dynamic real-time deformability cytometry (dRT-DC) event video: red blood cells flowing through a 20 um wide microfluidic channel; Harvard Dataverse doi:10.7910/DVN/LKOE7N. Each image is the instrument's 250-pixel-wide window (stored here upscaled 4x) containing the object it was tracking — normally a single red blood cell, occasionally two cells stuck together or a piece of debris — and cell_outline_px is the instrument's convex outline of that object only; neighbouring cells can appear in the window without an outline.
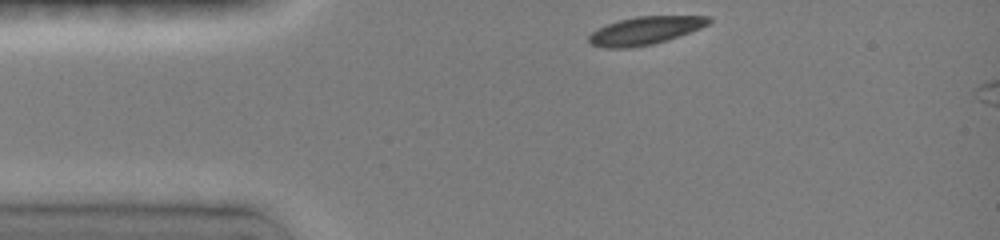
{"species": "common noctule bat (a hibernating species)", "species_latin": "Nyctalus noctula", "temperature_condition": "room temperature", "stored_images_in_passage": 5, "camera_frame_rate_fps": 3000, "um_per_image_px": 0.085, "animal": {"sex": "female", "body_mass_g": 19.0, "forearm_length_mm": 51.5}, "frame": {"image": 1, "passage_image": 1, "time_ms": 0.0, "image_size_px": [1000, 240], "cell_outline_px": [[712, 20], [708, 24], [700, 28], [652, 44], [624, 48], [604, 48], [592, 44], [588, 40], [588, 36], [592, 32], [604, 24], [636, 16], [708, 16]], "centroid_in_image_um": [54.78, 2.59], "position_along_channel_um": 30.2, "area_um2": 19.19}}